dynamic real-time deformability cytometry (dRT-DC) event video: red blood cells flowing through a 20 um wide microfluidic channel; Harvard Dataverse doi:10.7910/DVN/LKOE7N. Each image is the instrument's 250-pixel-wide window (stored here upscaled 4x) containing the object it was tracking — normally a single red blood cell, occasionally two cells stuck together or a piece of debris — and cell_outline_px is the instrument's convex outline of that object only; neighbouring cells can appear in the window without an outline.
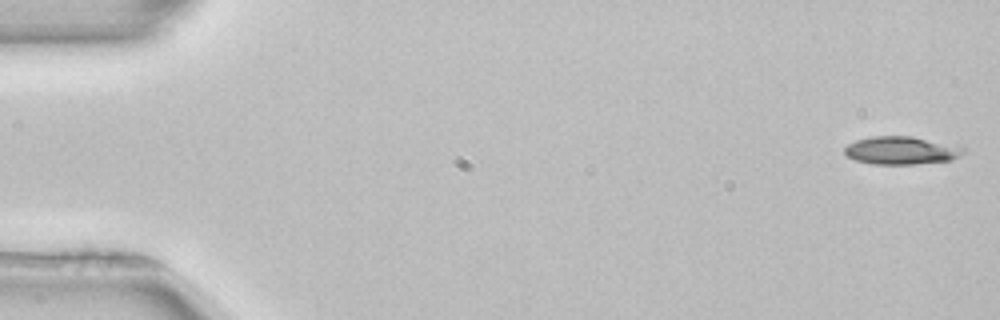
{"species": "common noctule bat (a hibernating species)", "species_latin": "Nyctalus noctula", "temperature_condition": "room temperature", "stored_images_in_passage": 47, "camera_frame_rate_fps": 3000, "um_per_image_px": 0.085, "animal": {"sex": "female", "body_mass_g": 22.7, "forearm_length_mm": 54.2}, "frame": {"image": 1, "passage_image": 1, "time_ms": 0.0, "image_size_px": [1000, 320], "cell_outline_px": [[964, 152], [960, 156], [952, 160], [912, 164], [872, 164], [856, 160], [848, 156], [844, 152], [844, 148], [848, 144], [856, 140], [872, 136], [912, 136], [964, 148]], "centroid_in_image_um": [76.57, 12.79], "position_along_channel_um": 8.4, "area_um2": 19.07}}
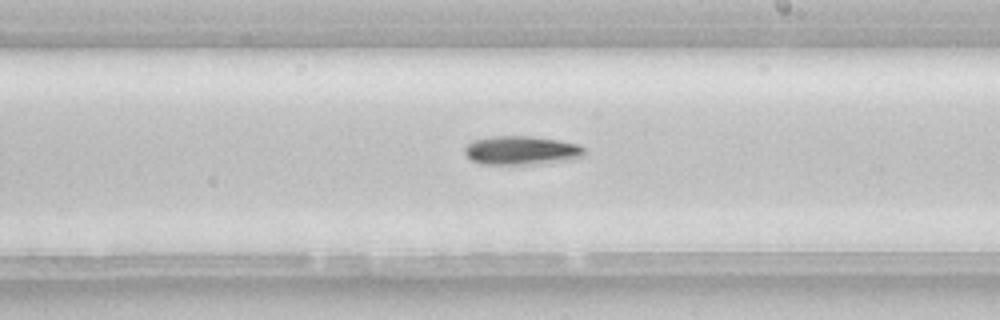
{"frame": {"image": 2, "passage_image": 30, "time_ms": 9.667, "image_size_px": [1000, 320], "cell_outline_px": [[588, 152], [584, 156], [572, 160], [536, 164], [480, 164], [472, 160], [464, 152], [464, 148], [468, 144], [476, 140], [492, 136], [528, 136], [556, 140], [580, 144]], "centroid_in_image_um": [44.39, 12.79], "position_along_channel_um": 244.6, "area_um2": 20.17}}